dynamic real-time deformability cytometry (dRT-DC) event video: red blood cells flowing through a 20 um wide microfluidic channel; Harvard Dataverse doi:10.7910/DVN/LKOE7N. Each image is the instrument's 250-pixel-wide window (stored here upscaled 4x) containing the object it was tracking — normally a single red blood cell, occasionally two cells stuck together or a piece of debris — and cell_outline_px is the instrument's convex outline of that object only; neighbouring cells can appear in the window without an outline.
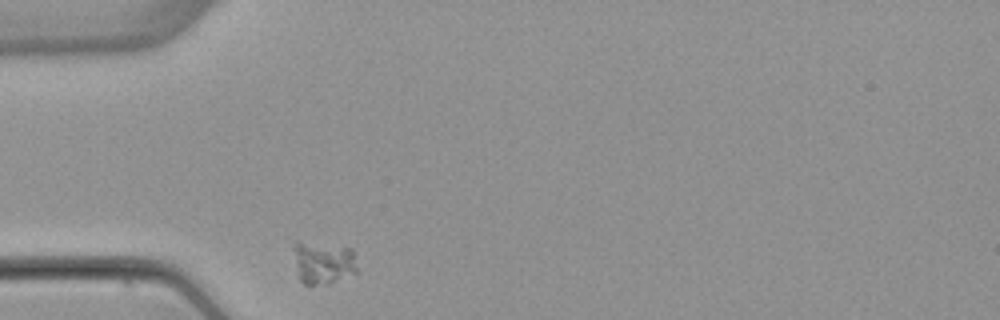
{"species": "common noctule bat (a hibernating species)", "species_latin": "Nyctalus noctula", "temperature_condition": "warm", "stored_images_in_passage": 30, "camera_frame_rate_fps": 3000, "um_per_image_px": 0.085, "animal": {"sex": "female", "body_mass_g": 22.7, "forearm_length_mm": 54.2}, "frame": {"image": 1, "passage_image": 1, "time_ms": 0.0, "image_size_px": [1000, 320], "cell_outline_px": [[356, 272], [328, 284], [304, 284], [300, 280], [292, 248], [292, 244], [296, 240], [352, 248], [356, 268]], "centroid_in_image_um": [27.42, 22.29], "position_along_channel_um": 57.6, "area_um2": 15.72}}
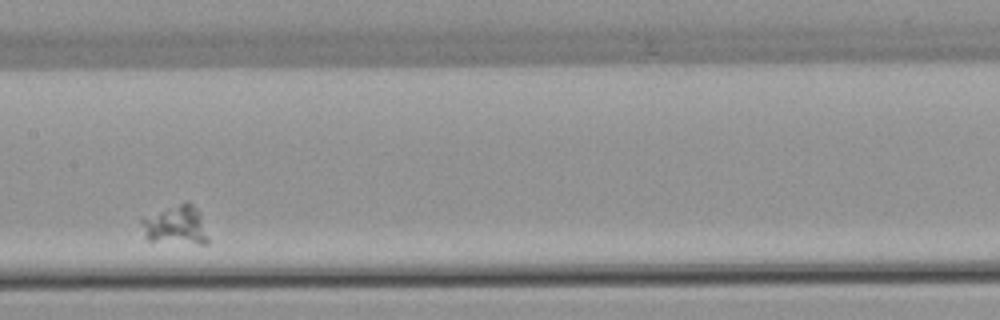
{"frame": {"image": 2, "passage_image": 14, "time_ms": 4.333, "image_size_px": [1000, 320], "cell_outline_px": [[208, 244], [200, 244], [148, 240], [144, 236], [140, 220], [140, 216], [188, 200], [200, 212], [208, 236]], "centroid_in_image_um": [14.91, 19.11], "position_along_channel_um": 192.5, "area_um2": 15.55}}
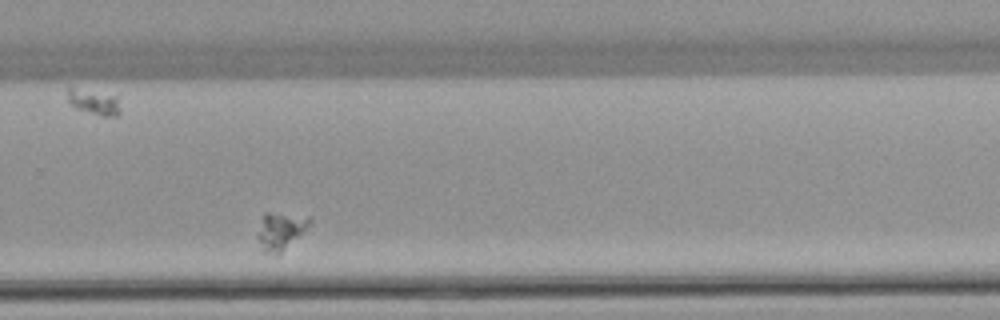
{"frame": {"image": 3, "passage_image": 24, "time_ms": 7.667, "image_size_px": [1000, 320], "cell_outline_px": [[312, 220], [280, 256], [276, 256], [264, 252], [256, 236], [264, 212], [268, 212], [312, 216]], "centroid_in_image_um": [23.82, 19.65], "position_along_channel_um": 306.0, "area_um2": 11.44}}